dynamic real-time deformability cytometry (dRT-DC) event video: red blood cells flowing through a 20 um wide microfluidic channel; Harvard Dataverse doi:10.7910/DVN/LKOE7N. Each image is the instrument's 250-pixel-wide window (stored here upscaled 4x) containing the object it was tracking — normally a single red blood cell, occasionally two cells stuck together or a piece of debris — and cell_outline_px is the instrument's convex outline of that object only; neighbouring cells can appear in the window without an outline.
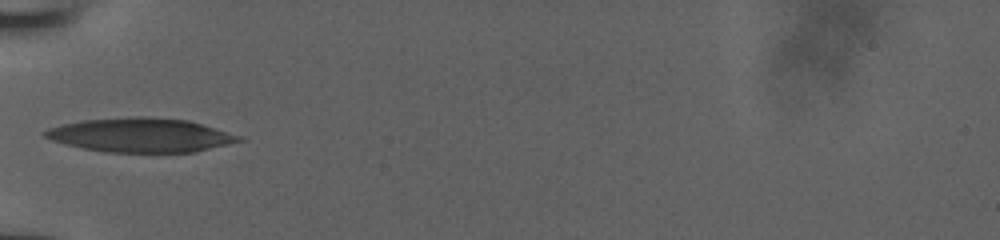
{"species": "human", "species_latin": "Homo sapiens", "temperature_condition": "room temperature", "stored_images_in_passage": 33, "camera_frame_rate_fps": 3000, "um_per_image_px": 0.085, "donor": {"sex": "male"}, "frame": {"image": 1, "passage_image": 1, "time_ms": 0.0, "image_size_px": [1000, 240], "cell_outline_px": [[248, 140], [196, 152], [108, 152], [84, 148], [64, 144], [52, 140], [44, 136], [44, 132], [48, 128], [60, 124], [80, 120], [136, 116], [144, 116], [188, 120], [244, 136]], "centroid_in_image_um": [12.02, 11.48], "position_along_channel_um": 73.0, "area_um2": 38.84}}
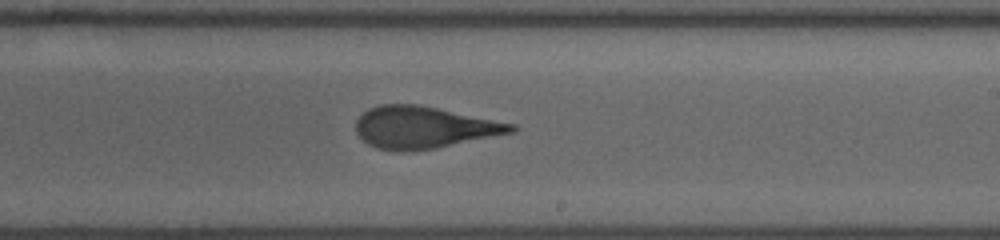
{"frame": {"image": 2, "passage_image": 14, "time_ms": 4.333, "image_size_px": [1000, 240], "cell_outline_px": [[520, 128], [516, 132], [436, 148], [400, 152], [376, 148], [368, 144], [356, 132], [356, 120], [368, 108], [380, 104], [416, 104], [516, 124]], "centroid_in_image_um": [36.05, 10.83], "position_along_channel_um": 253.0, "area_um2": 37.97}}
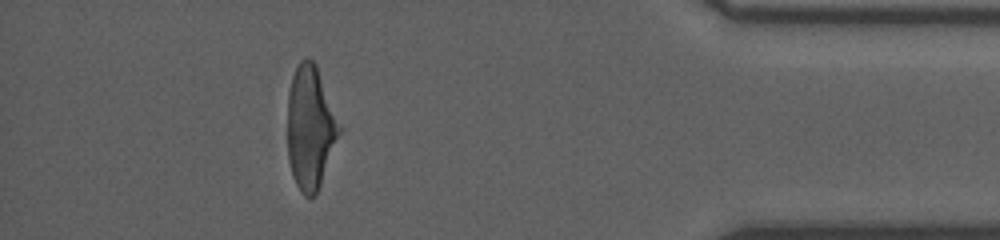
{"frame": {"image": 3, "passage_image": 28, "time_ms": 9.0, "image_size_px": [1000, 240], "cell_outline_px": [[340, 132], [320, 184], [316, 192], [312, 196], [304, 196], [300, 192], [292, 176], [288, 160], [288, 92], [292, 76], [300, 60], [304, 56], [312, 60], [316, 64], [340, 124]], "centroid_in_image_um": [26.35, 10.82], "position_along_channel_um": 408.8, "area_um2": 36.82}}